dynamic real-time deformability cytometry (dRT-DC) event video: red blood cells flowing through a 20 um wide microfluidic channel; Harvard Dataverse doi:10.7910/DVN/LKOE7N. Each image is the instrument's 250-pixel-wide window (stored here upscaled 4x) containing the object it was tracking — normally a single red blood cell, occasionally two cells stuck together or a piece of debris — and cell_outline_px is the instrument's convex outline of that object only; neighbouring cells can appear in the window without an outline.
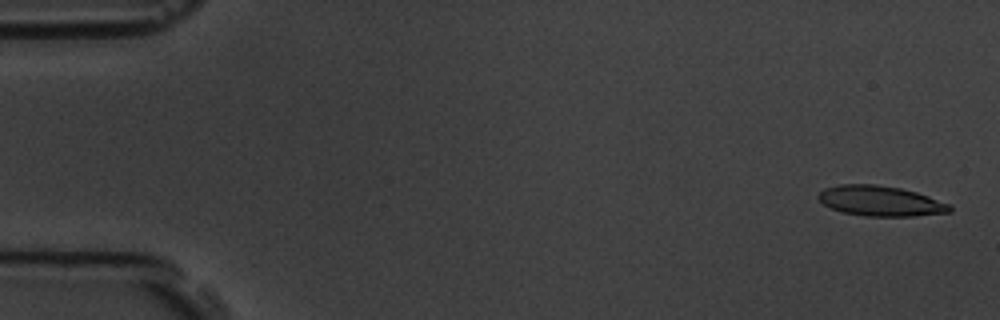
{"species": "common noctule bat (a hibernating species)", "species_latin": "Nyctalus noctula", "temperature_condition": "room temperature", "stored_images_in_passage": 4, "camera_frame_rate_fps": 3000, "um_per_image_px": 0.085, "animal": {"sex": "male", "body_mass_g": 19.5, "forearm_length_mm": 54.6}, "frame": {"image": 1, "passage_image": 1, "time_ms": 0.0, "image_size_px": [1000, 320], "cell_outline_px": [[952, 212], [912, 216], [864, 216], [844, 212], [832, 208], [824, 204], [816, 196], [824, 188], [840, 184], [876, 184], [900, 188], [916, 192], [928, 196], [948, 204], [952, 208]], "centroid_in_image_um": [74.83, 17.08], "position_along_channel_um": 10.2, "area_um2": 23.0}}
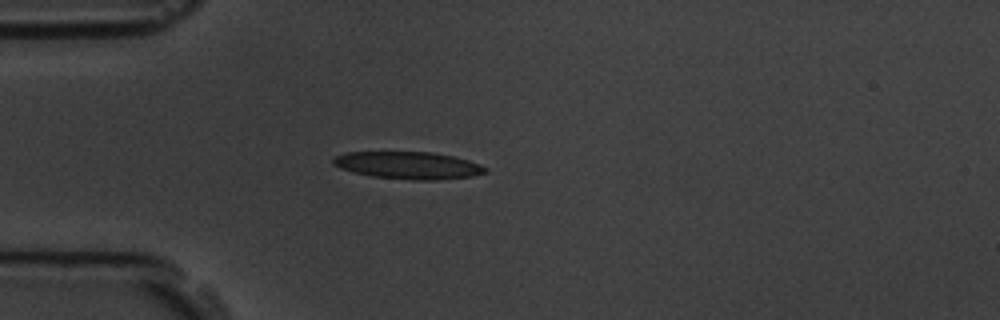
{"frame": {"image": 2, "passage_image": 4, "time_ms": 4.333, "image_size_px": [1000, 320], "cell_outline_px": [[488, 172], [472, 176], [436, 180], [412, 180], [372, 176], [352, 172], [340, 168], [332, 164], [332, 160], [336, 156], [344, 152], [432, 152], [452, 156], [468, 160], [480, 164], [488, 168]], "centroid_in_image_um": [34.7, 14.05], "position_along_channel_um": 50.3, "area_um2": 24.28}}